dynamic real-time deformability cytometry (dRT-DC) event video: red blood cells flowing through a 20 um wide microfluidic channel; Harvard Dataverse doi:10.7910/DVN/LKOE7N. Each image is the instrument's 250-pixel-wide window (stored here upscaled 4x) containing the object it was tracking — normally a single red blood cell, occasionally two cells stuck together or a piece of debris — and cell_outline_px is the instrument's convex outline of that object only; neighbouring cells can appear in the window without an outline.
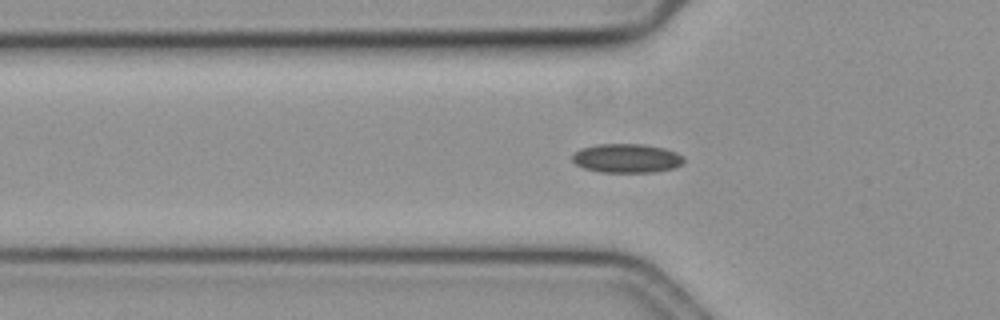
{"species": "common noctule bat (a hibernating species)", "species_latin": "Nyctalus noctula", "temperature_condition": "cold", "stored_images_in_passage": 54, "camera_frame_rate_fps": 3000, "um_per_image_px": 0.085, "animal": {"sex": "female", "body_mass_g": 19.3, "forearm_length_mm": 54.1}, "frame": {"image": 1, "passage_image": 16, "time_ms": 5.0, "image_size_px": [1000, 320], "cell_outline_px": [[684, 160], [680, 164], [672, 168], [656, 172], [600, 172], [584, 168], [576, 164], [572, 160], [572, 152], [580, 148], [596, 144], [640, 144], [664, 148], [676, 152], [684, 156]], "centroid_in_image_um": [53.23, 13.45], "position_along_channel_um": 72.6, "area_um2": 18.9}}
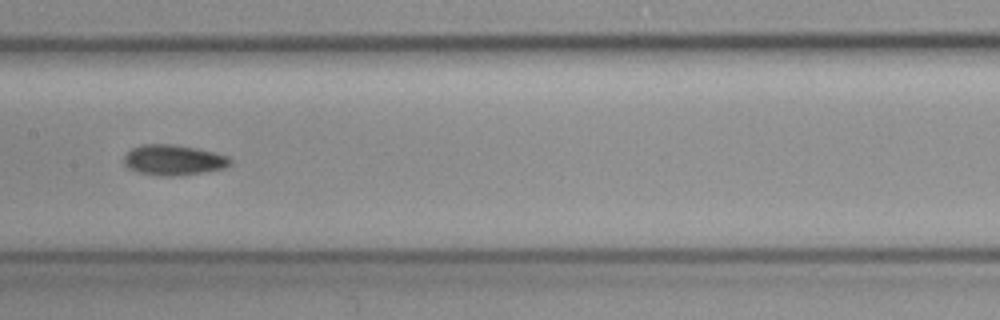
{"frame": {"image": 2, "passage_image": 26, "time_ms": 8.333, "image_size_px": [1000, 320], "cell_outline_px": [[232, 164], [224, 168], [204, 172], [180, 176], [156, 176], [136, 172], [128, 168], [124, 164], [124, 156], [132, 148], [140, 144], [172, 144], [212, 152], [228, 156], [232, 160]], "centroid_in_image_um": [14.72, 13.62], "position_along_channel_um": 192.7, "area_um2": 18.96}}
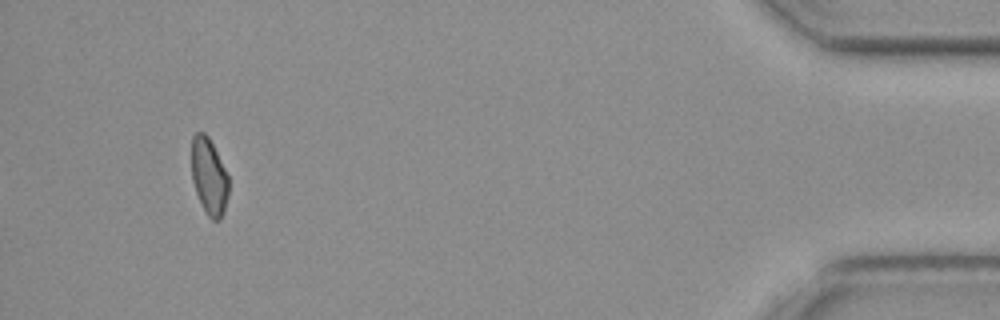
{"frame": {"image": 3, "passage_image": 51, "time_ms": 16.667, "image_size_px": [1000, 320], "cell_outline_px": [[228, 196], [224, 212], [220, 220], [212, 220], [208, 216], [196, 192], [192, 180], [192, 136], [196, 132], [204, 132], [208, 136], [228, 176]], "centroid_in_image_um": [17.77, 15.0], "position_along_channel_um": 417.4, "area_um2": 16.3}}